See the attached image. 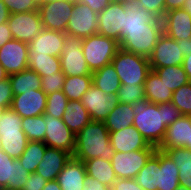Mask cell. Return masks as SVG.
I'll return each mask as SVG.
<instances>
[{
	"label": "cell",
	"instance_id": "cell-1",
	"mask_svg": "<svg viewBox=\"0 0 191 190\" xmlns=\"http://www.w3.org/2000/svg\"><path fill=\"white\" fill-rule=\"evenodd\" d=\"M132 106L135 114L133 126L149 145L156 148L163 141L167 126L183 115L172 102L153 104L144 99Z\"/></svg>",
	"mask_w": 191,
	"mask_h": 190
},
{
	"label": "cell",
	"instance_id": "cell-2",
	"mask_svg": "<svg viewBox=\"0 0 191 190\" xmlns=\"http://www.w3.org/2000/svg\"><path fill=\"white\" fill-rule=\"evenodd\" d=\"M115 149L110 144V132L103 121H90L77 135L72 155L85 162L89 159L110 160Z\"/></svg>",
	"mask_w": 191,
	"mask_h": 190
},
{
	"label": "cell",
	"instance_id": "cell-3",
	"mask_svg": "<svg viewBox=\"0 0 191 190\" xmlns=\"http://www.w3.org/2000/svg\"><path fill=\"white\" fill-rule=\"evenodd\" d=\"M119 76L121 84L144 85L147 75L151 71L148 58L119 48L111 61Z\"/></svg>",
	"mask_w": 191,
	"mask_h": 190
},
{
	"label": "cell",
	"instance_id": "cell-4",
	"mask_svg": "<svg viewBox=\"0 0 191 190\" xmlns=\"http://www.w3.org/2000/svg\"><path fill=\"white\" fill-rule=\"evenodd\" d=\"M119 48L115 39L100 34L84 38L82 43L83 55L92 72L111 63Z\"/></svg>",
	"mask_w": 191,
	"mask_h": 190
},
{
	"label": "cell",
	"instance_id": "cell-5",
	"mask_svg": "<svg viewBox=\"0 0 191 190\" xmlns=\"http://www.w3.org/2000/svg\"><path fill=\"white\" fill-rule=\"evenodd\" d=\"M83 39L75 36H65L60 53L61 70L65 76L92 75L82 50Z\"/></svg>",
	"mask_w": 191,
	"mask_h": 190
},
{
	"label": "cell",
	"instance_id": "cell-6",
	"mask_svg": "<svg viewBox=\"0 0 191 190\" xmlns=\"http://www.w3.org/2000/svg\"><path fill=\"white\" fill-rule=\"evenodd\" d=\"M75 0H47L39 4L38 11L45 29L66 33Z\"/></svg>",
	"mask_w": 191,
	"mask_h": 190
},
{
	"label": "cell",
	"instance_id": "cell-7",
	"mask_svg": "<svg viewBox=\"0 0 191 190\" xmlns=\"http://www.w3.org/2000/svg\"><path fill=\"white\" fill-rule=\"evenodd\" d=\"M155 151L143 149L127 153L115 152L110 160L117 179H134Z\"/></svg>",
	"mask_w": 191,
	"mask_h": 190
},
{
	"label": "cell",
	"instance_id": "cell-8",
	"mask_svg": "<svg viewBox=\"0 0 191 190\" xmlns=\"http://www.w3.org/2000/svg\"><path fill=\"white\" fill-rule=\"evenodd\" d=\"M98 29V14L88 5L75 0L72 16L67 23L66 34L84 39L97 34Z\"/></svg>",
	"mask_w": 191,
	"mask_h": 190
},
{
	"label": "cell",
	"instance_id": "cell-9",
	"mask_svg": "<svg viewBox=\"0 0 191 190\" xmlns=\"http://www.w3.org/2000/svg\"><path fill=\"white\" fill-rule=\"evenodd\" d=\"M8 26L13 39L27 44L44 29L38 10L11 13L8 18Z\"/></svg>",
	"mask_w": 191,
	"mask_h": 190
},
{
	"label": "cell",
	"instance_id": "cell-10",
	"mask_svg": "<svg viewBox=\"0 0 191 190\" xmlns=\"http://www.w3.org/2000/svg\"><path fill=\"white\" fill-rule=\"evenodd\" d=\"M80 101L87 109L92 121L104 122L119 103V98L117 93L106 94L92 84Z\"/></svg>",
	"mask_w": 191,
	"mask_h": 190
},
{
	"label": "cell",
	"instance_id": "cell-11",
	"mask_svg": "<svg viewBox=\"0 0 191 190\" xmlns=\"http://www.w3.org/2000/svg\"><path fill=\"white\" fill-rule=\"evenodd\" d=\"M162 34L163 29L127 30L126 38L119 43V47L130 53L149 58Z\"/></svg>",
	"mask_w": 191,
	"mask_h": 190
},
{
	"label": "cell",
	"instance_id": "cell-12",
	"mask_svg": "<svg viewBox=\"0 0 191 190\" xmlns=\"http://www.w3.org/2000/svg\"><path fill=\"white\" fill-rule=\"evenodd\" d=\"M43 117L47 125L44 143L48 147L65 150L73 155L76 135L65 125L62 119L54 118L45 113Z\"/></svg>",
	"mask_w": 191,
	"mask_h": 190
},
{
	"label": "cell",
	"instance_id": "cell-13",
	"mask_svg": "<svg viewBox=\"0 0 191 190\" xmlns=\"http://www.w3.org/2000/svg\"><path fill=\"white\" fill-rule=\"evenodd\" d=\"M125 0L111 1L98 14V33L113 38L120 43V33L124 30Z\"/></svg>",
	"mask_w": 191,
	"mask_h": 190
},
{
	"label": "cell",
	"instance_id": "cell-14",
	"mask_svg": "<svg viewBox=\"0 0 191 190\" xmlns=\"http://www.w3.org/2000/svg\"><path fill=\"white\" fill-rule=\"evenodd\" d=\"M163 29L162 20L156 18L136 1H125L124 30L120 33V42L126 38L127 30Z\"/></svg>",
	"mask_w": 191,
	"mask_h": 190
},
{
	"label": "cell",
	"instance_id": "cell-15",
	"mask_svg": "<svg viewBox=\"0 0 191 190\" xmlns=\"http://www.w3.org/2000/svg\"><path fill=\"white\" fill-rule=\"evenodd\" d=\"M148 60L151 68H162L182 65L184 56L178 47L177 40L163 33L159 37Z\"/></svg>",
	"mask_w": 191,
	"mask_h": 190
},
{
	"label": "cell",
	"instance_id": "cell-16",
	"mask_svg": "<svg viewBox=\"0 0 191 190\" xmlns=\"http://www.w3.org/2000/svg\"><path fill=\"white\" fill-rule=\"evenodd\" d=\"M28 51L27 43L15 39L0 48V64L8 75L28 69Z\"/></svg>",
	"mask_w": 191,
	"mask_h": 190
},
{
	"label": "cell",
	"instance_id": "cell-17",
	"mask_svg": "<svg viewBox=\"0 0 191 190\" xmlns=\"http://www.w3.org/2000/svg\"><path fill=\"white\" fill-rule=\"evenodd\" d=\"M30 173L14 159L4 152L0 160V188L4 190H21L28 180Z\"/></svg>",
	"mask_w": 191,
	"mask_h": 190
},
{
	"label": "cell",
	"instance_id": "cell-18",
	"mask_svg": "<svg viewBox=\"0 0 191 190\" xmlns=\"http://www.w3.org/2000/svg\"><path fill=\"white\" fill-rule=\"evenodd\" d=\"M47 95L42 90H28L13 97L11 109L22 118L44 114Z\"/></svg>",
	"mask_w": 191,
	"mask_h": 190
},
{
	"label": "cell",
	"instance_id": "cell-19",
	"mask_svg": "<svg viewBox=\"0 0 191 190\" xmlns=\"http://www.w3.org/2000/svg\"><path fill=\"white\" fill-rule=\"evenodd\" d=\"M110 144L115 149V152L122 153L143 149H157L149 145L133 125L123 130L110 132Z\"/></svg>",
	"mask_w": 191,
	"mask_h": 190
},
{
	"label": "cell",
	"instance_id": "cell-20",
	"mask_svg": "<svg viewBox=\"0 0 191 190\" xmlns=\"http://www.w3.org/2000/svg\"><path fill=\"white\" fill-rule=\"evenodd\" d=\"M66 33L43 29L28 43V54H42L59 57L64 44Z\"/></svg>",
	"mask_w": 191,
	"mask_h": 190
},
{
	"label": "cell",
	"instance_id": "cell-21",
	"mask_svg": "<svg viewBox=\"0 0 191 190\" xmlns=\"http://www.w3.org/2000/svg\"><path fill=\"white\" fill-rule=\"evenodd\" d=\"M162 24L163 33L174 40L191 38V15L182 8L167 11Z\"/></svg>",
	"mask_w": 191,
	"mask_h": 190
},
{
	"label": "cell",
	"instance_id": "cell-22",
	"mask_svg": "<svg viewBox=\"0 0 191 190\" xmlns=\"http://www.w3.org/2000/svg\"><path fill=\"white\" fill-rule=\"evenodd\" d=\"M191 136V117L182 115L170 126H167L163 141L158 146V150L174 149L186 147L190 143Z\"/></svg>",
	"mask_w": 191,
	"mask_h": 190
},
{
	"label": "cell",
	"instance_id": "cell-23",
	"mask_svg": "<svg viewBox=\"0 0 191 190\" xmlns=\"http://www.w3.org/2000/svg\"><path fill=\"white\" fill-rule=\"evenodd\" d=\"M70 158L72 155L69 152L47 146L36 174L46 181L55 180Z\"/></svg>",
	"mask_w": 191,
	"mask_h": 190
},
{
	"label": "cell",
	"instance_id": "cell-24",
	"mask_svg": "<svg viewBox=\"0 0 191 190\" xmlns=\"http://www.w3.org/2000/svg\"><path fill=\"white\" fill-rule=\"evenodd\" d=\"M86 175L84 163L72 157L58 174L56 180L61 190H83Z\"/></svg>",
	"mask_w": 191,
	"mask_h": 190
},
{
	"label": "cell",
	"instance_id": "cell-25",
	"mask_svg": "<svg viewBox=\"0 0 191 190\" xmlns=\"http://www.w3.org/2000/svg\"><path fill=\"white\" fill-rule=\"evenodd\" d=\"M62 120L77 135L91 121V117L80 100H68Z\"/></svg>",
	"mask_w": 191,
	"mask_h": 190
},
{
	"label": "cell",
	"instance_id": "cell-26",
	"mask_svg": "<svg viewBox=\"0 0 191 190\" xmlns=\"http://www.w3.org/2000/svg\"><path fill=\"white\" fill-rule=\"evenodd\" d=\"M146 99L153 104L169 103L172 101L173 92L161 81L154 70H151L144 82Z\"/></svg>",
	"mask_w": 191,
	"mask_h": 190
},
{
	"label": "cell",
	"instance_id": "cell-27",
	"mask_svg": "<svg viewBox=\"0 0 191 190\" xmlns=\"http://www.w3.org/2000/svg\"><path fill=\"white\" fill-rule=\"evenodd\" d=\"M154 154L160 159L159 190H175L180 186L179 169L165 152L156 149Z\"/></svg>",
	"mask_w": 191,
	"mask_h": 190
},
{
	"label": "cell",
	"instance_id": "cell-28",
	"mask_svg": "<svg viewBox=\"0 0 191 190\" xmlns=\"http://www.w3.org/2000/svg\"><path fill=\"white\" fill-rule=\"evenodd\" d=\"M163 152L175 163L179 169V183L191 190V150L186 147L164 149Z\"/></svg>",
	"mask_w": 191,
	"mask_h": 190
},
{
	"label": "cell",
	"instance_id": "cell-29",
	"mask_svg": "<svg viewBox=\"0 0 191 190\" xmlns=\"http://www.w3.org/2000/svg\"><path fill=\"white\" fill-rule=\"evenodd\" d=\"M84 163L86 174L97 179L101 184L111 188L117 180L116 173L111 165V160H103L102 158L89 159Z\"/></svg>",
	"mask_w": 191,
	"mask_h": 190
},
{
	"label": "cell",
	"instance_id": "cell-30",
	"mask_svg": "<svg viewBox=\"0 0 191 190\" xmlns=\"http://www.w3.org/2000/svg\"><path fill=\"white\" fill-rule=\"evenodd\" d=\"M134 117L135 114L131 104L118 103L104 120V124L109 132L119 131L133 125Z\"/></svg>",
	"mask_w": 191,
	"mask_h": 190
},
{
	"label": "cell",
	"instance_id": "cell-31",
	"mask_svg": "<svg viewBox=\"0 0 191 190\" xmlns=\"http://www.w3.org/2000/svg\"><path fill=\"white\" fill-rule=\"evenodd\" d=\"M92 84L106 94L117 93L121 85L112 63L93 71Z\"/></svg>",
	"mask_w": 191,
	"mask_h": 190
},
{
	"label": "cell",
	"instance_id": "cell-32",
	"mask_svg": "<svg viewBox=\"0 0 191 190\" xmlns=\"http://www.w3.org/2000/svg\"><path fill=\"white\" fill-rule=\"evenodd\" d=\"M159 170L160 159L153 154L134 179L143 190H159Z\"/></svg>",
	"mask_w": 191,
	"mask_h": 190
},
{
	"label": "cell",
	"instance_id": "cell-33",
	"mask_svg": "<svg viewBox=\"0 0 191 190\" xmlns=\"http://www.w3.org/2000/svg\"><path fill=\"white\" fill-rule=\"evenodd\" d=\"M11 82L13 95L24 94L28 90H41V77L31 69H25L8 77Z\"/></svg>",
	"mask_w": 191,
	"mask_h": 190
},
{
	"label": "cell",
	"instance_id": "cell-34",
	"mask_svg": "<svg viewBox=\"0 0 191 190\" xmlns=\"http://www.w3.org/2000/svg\"><path fill=\"white\" fill-rule=\"evenodd\" d=\"M28 143L27 136L23 131H0V147L14 159H18L25 151Z\"/></svg>",
	"mask_w": 191,
	"mask_h": 190
},
{
	"label": "cell",
	"instance_id": "cell-35",
	"mask_svg": "<svg viewBox=\"0 0 191 190\" xmlns=\"http://www.w3.org/2000/svg\"><path fill=\"white\" fill-rule=\"evenodd\" d=\"M28 68L35 71L40 77L62 71L59 57L42 54H28Z\"/></svg>",
	"mask_w": 191,
	"mask_h": 190
},
{
	"label": "cell",
	"instance_id": "cell-36",
	"mask_svg": "<svg viewBox=\"0 0 191 190\" xmlns=\"http://www.w3.org/2000/svg\"><path fill=\"white\" fill-rule=\"evenodd\" d=\"M47 145L42 141H28L25 151L18 158L23 168L36 173L38 165L42 162Z\"/></svg>",
	"mask_w": 191,
	"mask_h": 190
},
{
	"label": "cell",
	"instance_id": "cell-37",
	"mask_svg": "<svg viewBox=\"0 0 191 190\" xmlns=\"http://www.w3.org/2000/svg\"><path fill=\"white\" fill-rule=\"evenodd\" d=\"M151 70L157 73L161 81L164 82L172 92L190 82L182 65L151 68Z\"/></svg>",
	"mask_w": 191,
	"mask_h": 190
},
{
	"label": "cell",
	"instance_id": "cell-38",
	"mask_svg": "<svg viewBox=\"0 0 191 190\" xmlns=\"http://www.w3.org/2000/svg\"><path fill=\"white\" fill-rule=\"evenodd\" d=\"M92 85V75L65 76L63 93L68 100H81V97Z\"/></svg>",
	"mask_w": 191,
	"mask_h": 190
},
{
	"label": "cell",
	"instance_id": "cell-39",
	"mask_svg": "<svg viewBox=\"0 0 191 190\" xmlns=\"http://www.w3.org/2000/svg\"><path fill=\"white\" fill-rule=\"evenodd\" d=\"M46 123L42 115L22 118V129L28 141L44 142L46 133Z\"/></svg>",
	"mask_w": 191,
	"mask_h": 190
},
{
	"label": "cell",
	"instance_id": "cell-40",
	"mask_svg": "<svg viewBox=\"0 0 191 190\" xmlns=\"http://www.w3.org/2000/svg\"><path fill=\"white\" fill-rule=\"evenodd\" d=\"M68 98L63 91H56L53 94L47 95V104L45 107V114L52 115L54 118L62 119Z\"/></svg>",
	"mask_w": 191,
	"mask_h": 190
},
{
	"label": "cell",
	"instance_id": "cell-41",
	"mask_svg": "<svg viewBox=\"0 0 191 190\" xmlns=\"http://www.w3.org/2000/svg\"><path fill=\"white\" fill-rule=\"evenodd\" d=\"M119 103L131 104L146 99L144 85H124L121 84L117 91Z\"/></svg>",
	"mask_w": 191,
	"mask_h": 190
},
{
	"label": "cell",
	"instance_id": "cell-42",
	"mask_svg": "<svg viewBox=\"0 0 191 190\" xmlns=\"http://www.w3.org/2000/svg\"><path fill=\"white\" fill-rule=\"evenodd\" d=\"M183 115L191 113V82L173 91L171 101Z\"/></svg>",
	"mask_w": 191,
	"mask_h": 190
},
{
	"label": "cell",
	"instance_id": "cell-43",
	"mask_svg": "<svg viewBox=\"0 0 191 190\" xmlns=\"http://www.w3.org/2000/svg\"><path fill=\"white\" fill-rule=\"evenodd\" d=\"M0 131H23L22 117L11 108L4 109L0 120Z\"/></svg>",
	"mask_w": 191,
	"mask_h": 190
},
{
	"label": "cell",
	"instance_id": "cell-44",
	"mask_svg": "<svg viewBox=\"0 0 191 190\" xmlns=\"http://www.w3.org/2000/svg\"><path fill=\"white\" fill-rule=\"evenodd\" d=\"M65 83V75L61 72H55L50 76L41 77L42 91L46 94H53L56 91H62Z\"/></svg>",
	"mask_w": 191,
	"mask_h": 190
},
{
	"label": "cell",
	"instance_id": "cell-45",
	"mask_svg": "<svg viewBox=\"0 0 191 190\" xmlns=\"http://www.w3.org/2000/svg\"><path fill=\"white\" fill-rule=\"evenodd\" d=\"M10 13H23L38 10L39 3L36 0H4Z\"/></svg>",
	"mask_w": 191,
	"mask_h": 190
},
{
	"label": "cell",
	"instance_id": "cell-46",
	"mask_svg": "<svg viewBox=\"0 0 191 190\" xmlns=\"http://www.w3.org/2000/svg\"><path fill=\"white\" fill-rule=\"evenodd\" d=\"M136 3L146 9L149 13L154 15L156 18L162 20L165 11V0H134Z\"/></svg>",
	"mask_w": 191,
	"mask_h": 190
},
{
	"label": "cell",
	"instance_id": "cell-47",
	"mask_svg": "<svg viewBox=\"0 0 191 190\" xmlns=\"http://www.w3.org/2000/svg\"><path fill=\"white\" fill-rule=\"evenodd\" d=\"M13 91L9 78L0 81V108L7 109L11 108L13 101Z\"/></svg>",
	"mask_w": 191,
	"mask_h": 190
},
{
	"label": "cell",
	"instance_id": "cell-48",
	"mask_svg": "<svg viewBox=\"0 0 191 190\" xmlns=\"http://www.w3.org/2000/svg\"><path fill=\"white\" fill-rule=\"evenodd\" d=\"M47 181L36 173H31L21 190H43Z\"/></svg>",
	"mask_w": 191,
	"mask_h": 190
},
{
	"label": "cell",
	"instance_id": "cell-49",
	"mask_svg": "<svg viewBox=\"0 0 191 190\" xmlns=\"http://www.w3.org/2000/svg\"><path fill=\"white\" fill-rule=\"evenodd\" d=\"M110 190H143L135 179H117Z\"/></svg>",
	"mask_w": 191,
	"mask_h": 190
},
{
	"label": "cell",
	"instance_id": "cell-50",
	"mask_svg": "<svg viewBox=\"0 0 191 190\" xmlns=\"http://www.w3.org/2000/svg\"><path fill=\"white\" fill-rule=\"evenodd\" d=\"M79 3L88 5L94 12L99 14L109 4L110 0H76Z\"/></svg>",
	"mask_w": 191,
	"mask_h": 190
},
{
	"label": "cell",
	"instance_id": "cell-51",
	"mask_svg": "<svg viewBox=\"0 0 191 190\" xmlns=\"http://www.w3.org/2000/svg\"><path fill=\"white\" fill-rule=\"evenodd\" d=\"M83 190H110L106 185L101 184L97 179L86 175Z\"/></svg>",
	"mask_w": 191,
	"mask_h": 190
},
{
	"label": "cell",
	"instance_id": "cell-52",
	"mask_svg": "<svg viewBox=\"0 0 191 190\" xmlns=\"http://www.w3.org/2000/svg\"><path fill=\"white\" fill-rule=\"evenodd\" d=\"M13 40V36L7 23L0 24V48L7 42Z\"/></svg>",
	"mask_w": 191,
	"mask_h": 190
},
{
	"label": "cell",
	"instance_id": "cell-53",
	"mask_svg": "<svg viewBox=\"0 0 191 190\" xmlns=\"http://www.w3.org/2000/svg\"><path fill=\"white\" fill-rule=\"evenodd\" d=\"M178 47L180 48L184 57L191 54V38L190 39H182L177 41Z\"/></svg>",
	"mask_w": 191,
	"mask_h": 190
},
{
	"label": "cell",
	"instance_id": "cell-54",
	"mask_svg": "<svg viewBox=\"0 0 191 190\" xmlns=\"http://www.w3.org/2000/svg\"><path fill=\"white\" fill-rule=\"evenodd\" d=\"M186 0H165V11L180 9L184 6Z\"/></svg>",
	"mask_w": 191,
	"mask_h": 190
},
{
	"label": "cell",
	"instance_id": "cell-55",
	"mask_svg": "<svg viewBox=\"0 0 191 190\" xmlns=\"http://www.w3.org/2000/svg\"><path fill=\"white\" fill-rule=\"evenodd\" d=\"M10 14L11 13L6 7L4 0H0V24L7 23Z\"/></svg>",
	"mask_w": 191,
	"mask_h": 190
},
{
	"label": "cell",
	"instance_id": "cell-56",
	"mask_svg": "<svg viewBox=\"0 0 191 190\" xmlns=\"http://www.w3.org/2000/svg\"><path fill=\"white\" fill-rule=\"evenodd\" d=\"M182 66L188 76L189 81L191 82V54L184 57Z\"/></svg>",
	"mask_w": 191,
	"mask_h": 190
},
{
	"label": "cell",
	"instance_id": "cell-57",
	"mask_svg": "<svg viewBox=\"0 0 191 190\" xmlns=\"http://www.w3.org/2000/svg\"><path fill=\"white\" fill-rule=\"evenodd\" d=\"M43 190H61V187L58 184L57 180L55 179V180L47 181Z\"/></svg>",
	"mask_w": 191,
	"mask_h": 190
},
{
	"label": "cell",
	"instance_id": "cell-58",
	"mask_svg": "<svg viewBox=\"0 0 191 190\" xmlns=\"http://www.w3.org/2000/svg\"><path fill=\"white\" fill-rule=\"evenodd\" d=\"M9 75L7 74L6 70L4 69V67L0 64V81L5 80L6 78H8Z\"/></svg>",
	"mask_w": 191,
	"mask_h": 190
},
{
	"label": "cell",
	"instance_id": "cell-59",
	"mask_svg": "<svg viewBox=\"0 0 191 190\" xmlns=\"http://www.w3.org/2000/svg\"><path fill=\"white\" fill-rule=\"evenodd\" d=\"M189 15H191V0H186L182 7Z\"/></svg>",
	"mask_w": 191,
	"mask_h": 190
},
{
	"label": "cell",
	"instance_id": "cell-60",
	"mask_svg": "<svg viewBox=\"0 0 191 190\" xmlns=\"http://www.w3.org/2000/svg\"><path fill=\"white\" fill-rule=\"evenodd\" d=\"M175 190H188V189L180 185Z\"/></svg>",
	"mask_w": 191,
	"mask_h": 190
},
{
	"label": "cell",
	"instance_id": "cell-61",
	"mask_svg": "<svg viewBox=\"0 0 191 190\" xmlns=\"http://www.w3.org/2000/svg\"><path fill=\"white\" fill-rule=\"evenodd\" d=\"M3 156H4V152H3V150L0 147V160L3 159Z\"/></svg>",
	"mask_w": 191,
	"mask_h": 190
},
{
	"label": "cell",
	"instance_id": "cell-62",
	"mask_svg": "<svg viewBox=\"0 0 191 190\" xmlns=\"http://www.w3.org/2000/svg\"><path fill=\"white\" fill-rule=\"evenodd\" d=\"M186 148H188V149H190V150H191V136H190V143H187Z\"/></svg>",
	"mask_w": 191,
	"mask_h": 190
},
{
	"label": "cell",
	"instance_id": "cell-63",
	"mask_svg": "<svg viewBox=\"0 0 191 190\" xmlns=\"http://www.w3.org/2000/svg\"><path fill=\"white\" fill-rule=\"evenodd\" d=\"M3 111H4V109H3V108H0V120H1V116H2V114H3Z\"/></svg>",
	"mask_w": 191,
	"mask_h": 190
},
{
	"label": "cell",
	"instance_id": "cell-64",
	"mask_svg": "<svg viewBox=\"0 0 191 190\" xmlns=\"http://www.w3.org/2000/svg\"><path fill=\"white\" fill-rule=\"evenodd\" d=\"M39 4L42 3V2H45L47 0H36Z\"/></svg>",
	"mask_w": 191,
	"mask_h": 190
}]
</instances>
